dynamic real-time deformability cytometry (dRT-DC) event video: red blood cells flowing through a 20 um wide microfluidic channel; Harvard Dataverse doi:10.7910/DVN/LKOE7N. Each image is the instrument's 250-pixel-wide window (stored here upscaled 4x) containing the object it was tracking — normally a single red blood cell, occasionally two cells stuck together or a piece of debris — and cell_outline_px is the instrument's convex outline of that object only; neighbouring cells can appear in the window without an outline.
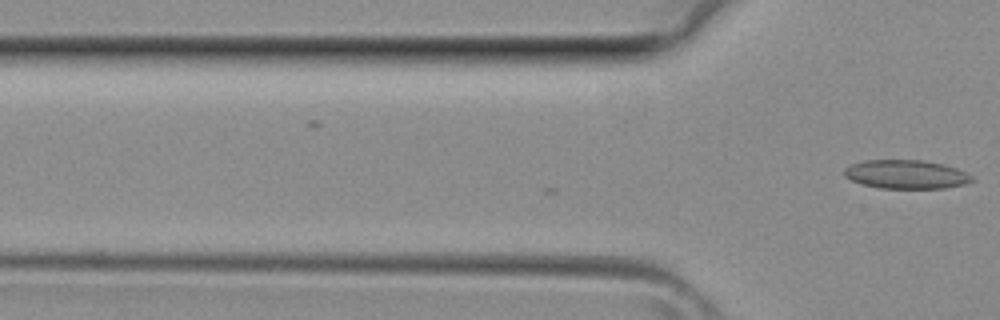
{"species": "common noctule bat (a hibernating species)", "species_latin": "Nyctalus noctula", "temperature_condition": "room temperature", "stored_images_in_passage": 2, "camera_frame_rate_fps": 3000, "um_per_image_px": 0.085, "animal": {"sex": "female", "body_mass_g": 29.2, "forearm_length_mm": 56.3}, "frame": {"image": 1, "passage_image": 2, "time_ms": 0.333, "image_size_px": [1000, 320], "cell_outline_px": [[976, 180], [964, 184], [944, 188], [880, 188], [864, 184], [852, 180], [844, 176], [844, 168], [852, 164], [864, 160], [924, 160], [944, 164], [956, 168], [972, 176]], "centroid_in_image_um": [77.03, 14.81], "position_along_channel_um": 48.8, "area_um2": 21.33}}